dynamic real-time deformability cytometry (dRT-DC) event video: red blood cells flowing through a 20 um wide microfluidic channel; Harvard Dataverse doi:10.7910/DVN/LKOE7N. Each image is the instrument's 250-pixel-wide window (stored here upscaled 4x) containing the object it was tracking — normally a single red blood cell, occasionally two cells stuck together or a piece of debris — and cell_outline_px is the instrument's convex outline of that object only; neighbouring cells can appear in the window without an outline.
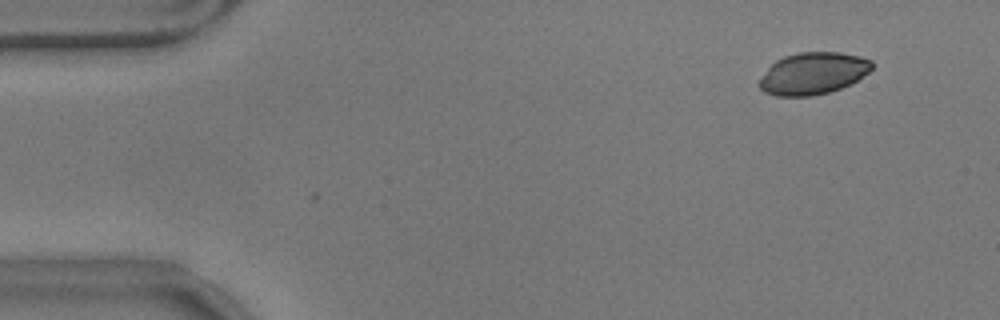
{"species": "common noctule bat (a hibernating species)", "species_latin": "Nyctalus noctula", "temperature_condition": "warm", "stored_images_in_passage": 2, "camera_frame_rate_fps": 3000, "um_per_image_px": 0.085, "animal": {"sex": "male", "body_mass_g": 17.9}, "frame": {"image": 1, "passage_image": 2, "time_ms": 0.333, "image_size_px": [1000, 320], "cell_outline_px": [[872, 68], [868, 72], [856, 80], [840, 88], [828, 92], [812, 96], [776, 96], [764, 92], [756, 84], [768, 68], [776, 60], [784, 56], [800, 52], [840, 52], [860, 56], [872, 60]], "centroid_in_image_um": [69.08, 6.24], "position_along_channel_um": 15.9, "area_um2": 27.46}}